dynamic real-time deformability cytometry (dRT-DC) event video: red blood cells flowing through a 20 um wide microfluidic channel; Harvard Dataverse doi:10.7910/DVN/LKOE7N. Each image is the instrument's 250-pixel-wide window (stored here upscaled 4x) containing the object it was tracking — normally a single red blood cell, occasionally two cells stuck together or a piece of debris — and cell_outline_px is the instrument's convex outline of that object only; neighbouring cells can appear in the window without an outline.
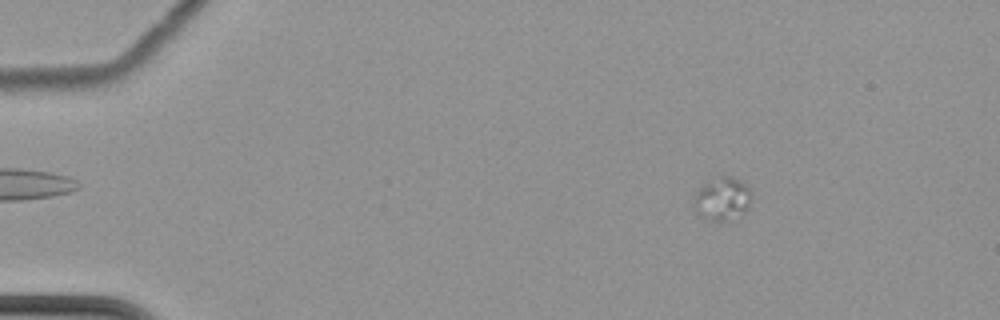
{"species": "common noctule bat (a hibernating species)", "species_latin": "Nyctalus noctula", "temperature_condition": "cold", "stored_images_in_passage": 5, "camera_frame_rate_fps": 3000, "um_per_image_px": 0.085, "animal": {"sex": "female", "body_mass_g": 22.7, "forearm_length_mm": 54.2}, "frame": {"image": 1, "passage_image": 2, "time_ms": 2.0, "image_size_px": [1000, 320], "cell_outline_px": [[752, 200], [748, 208], [744, 212], [728, 220], [704, 220], [692, 208], [692, 196], [704, 184], [720, 172], [732, 176], [740, 180], [752, 188]], "centroid_in_image_um": [61.38, 16.85], "position_along_channel_um": 23.6, "area_um2": 15.26}}
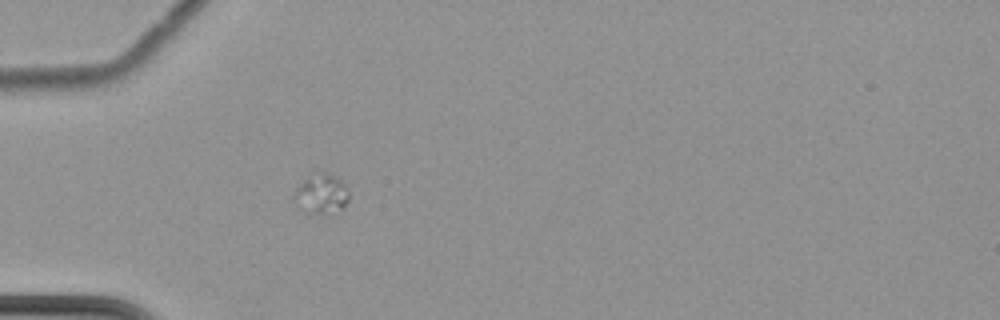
{"frame": {"image": 2, "passage_image": 5, "time_ms": 5.667, "image_size_px": [1000, 320], "cell_outline_px": [[348, 200], [344, 208], [328, 216], [304, 212], [300, 208], [292, 196], [296, 188], [316, 168], [336, 176], [344, 184], [348, 192]], "centroid_in_image_um": [27.31, 16.48], "position_along_channel_um": 57.7, "area_um2": 13.29}}